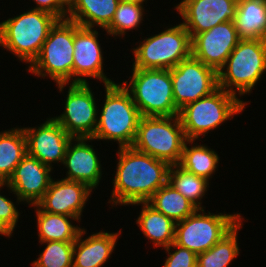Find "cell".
<instances>
[{"instance_id":"6da1fadb","label":"cell","mask_w":266,"mask_h":267,"mask_svg":"<svg viewBox=\"0 0 266 267\" xmlns=\"http://www.w3.org/2000/svg\"><path fill=\"white\" fill-rule=\"evenodd\" d=\"M118 160L112 181L110 203L113 207L131 206L147 202L168 182L170 164L134 149L132 146L117 149Z\"/></svg>"},{"instance_id":"7a4b0ae2","label":"cell","mask_w":266,"mask_h":267,"mask_svg":"<svg viewBox=\"0 0 266 267\" xmlns=\"http://www.w3.org/2000/svg\"><path fill=\"white\" fill-rule=\"evenodd\" d=\"M105 98L98 108L96 141H114L119 147L132 146L141 114L122 83L104 85Z\"/></svg>"},{"instance_id":"3957f363","label":"cell","mask_w":266,"mask_h":267,"mask_svg":"<svg viewBox=\"0 0 266 267\" xmlns=\"http://www.w3.org/2000/svg\"><path fill=\"white\" fill-rule=\"evenodd\" d=\"M59 19L51 13L29 9L0 22V47L20 62L28 64L38 57L50 29Z\"/></svg>"},{"instance_id":"277c9868","label":"cell","mask_w":266,"mask_h":267,"mask_svg":"<svg viewBox=\"0 0 266 267\" xmlns=\"http://www.w3.org/2000/svg\"><path fill=\"white\" fill-rule=\"evenodd\" d=\"M265 73L266 40L241 39L217 72L218 87L238 97L250 95Z\"/></svg>"},{"instance_id":"5b68a950","label":"cell","mask_w":266,"mask_h":267,"mask_svg":"<svg viewBox=\"0 0 266 267\" xmlns=\"http://www.w3.org/2000/svg\"><path fill=\"white\" fill-rule=\"evenodd\" d=\"M249 101L217 88L210 95L187 104L179 111L186 139L198 141L209 131L218 129L223 123L244 112Z\"/></svg>"},{"instance_id":"8992f818","label":"cell","mask_w":266,"mask_h":267,"mask_svg":"<svg viewBox=\"0 0 266 267\" xmlns=\"http://www.w3.org/2000/svg\"><path fill=\"white\" fill-rule=\"evenodd\" d=\"M74 22L58 20L49 34L38 57L26 69L32 75L50 78L60 92L72 83Z\"/></svg>"},{"instance_id":"52a82bcc","label":"cell","mask_w":266,"mask_h":267,"mask_svg":"<svg viewBox=\"0 0 266 267\" xmlns=\"http://www.w3.org/2000/svg\"><path fill=\"white\" fill-rule=\"evenodd\" d=\"M129 81L122 85L131 94L141 116H177L169 69L132 68Z\"/></svg>"},{"instance_id":"ba28073f","label":"cell","mask_w":266,"mask_h":267,"mask_svg":"<svg viewBox=\"0 0 266 267\" xmlns=\"http://www.w3.org/2000/svg\"><path fill=\"white\" fill-rule=\"evenodd\" d=\"M142 40L131 49L132 68L170 70L191 56V37L181 22Z\"/></svg>"},{"instance_id":"9c48e42d","label":"cell","mask_w":266,"mask_h":267,"mask_svg":"<svg viewBox=\"0 0 266 267\" xmlns=\"http://www.w3.org/2000/svg\"><path fill=\"white\" fill-rule=\"evenodd\" d=\"M186 140L179 115L142 116L132 147L176 165L181 161Z\"/></svg>"},{"instance_id":"30bf717a","label":"cell","mask_w":266,"mask_h":267,"mask_svg":"<svg viewBox=\"0 0 266 267\" xmlns=\"http://www.w3.org/2000/svg\"><path fill=\"white\" fill-rule=\"evenodd\" d=\"M241 213H211L197 209L176 223L174 243L196 254L209 250L228 234L241 220Z\"/></svg>"},{"instance_id":"8fae6325","label":"cell","mask_w":266,"mask_h":267,"mask_svg":"<svg viewBox=\"0 0 266 267\" xmlns=\"http://www.w3.org/2000/svg\"><path fill=\"white\" fill-rule=\"evenodd\" d=\"M66 92L64 111L53 118L72 138H93L100 107L94 91L89 83H69Z\"/></svg>"},{"instance_id":"7c38bea8","label":"cell","mask_w":266,"mask_h":267,"mask_svg":"<svg viewBox=\"0 0 266 267\" xmlns=\"http://www.w3.org/2000/svg\"><path fill=\"white\" fill-rule=\"evenodd\" d=\"M170 73L173 98L179 111L218 88L217 71L192 55L170 69Z\"/></svg>"},{"instance_id":"4fadbf2b","label":"cell","mask_w":266,"mask_h":267,"mask_svg":"<svg viewBox=\"0 0 266 267\" xmlns=\"http://www.w3.org/2000/svg\"><path fill=\"white\" fill-rule=\"evenodd\" d=\"M98 33L97 28L82 27L74 22L72 83H88L90 78L97 79L104 85L115 82L104 72V52Z\"/></svg>"},{"instance_id":"5bb4252c","label":"cell","mask_w":266,"mask_h":267,"mask_svg":"<svg viewBox=\"0 0 266 267\" xmlns=\"http://www.w3.org/2000/svg\"><path fill=\"white\" fill-rule=\"evenodd\" d=\"M191 39L201 32L228 21H234L237 0H181L173 8Z\"/></svg>"},{"instance_id":"9a60e30c","label":"cell","mask_w":266,"mask_h":267,"mask_svg":"<svg viewBox=\"0 0 266 267\" xmlns=\"http://www.w3.org/2000/svg\"><path fill=\"white\" fill-rule=\"evenodd\" d=\"M26 135L27 154L54 169V164L63 163L66 148L72 137L53 118L36 127H22ZM54 163V164H52Z\"/></svg>"},{"instance_id":"2e32d148","label":"cell","mask_w":266,"mask_h":267,"mask_svg":"<svg viewBox=\"0 0 266 267\" xmlns=\"http://www.w3.org/2000/svg\"><path fill=\"white\" fill-rule=\"evenodd\" d=\"M53 169L28 154L15 167L13 175L6 182L8 192L16 197V205H36L46 193L53 177ZM10 190V191H9ZM18 203V204H17Z\"/></svg>"},{"instance_id":"e0dca14e","label":"cell","mask_w":266,"mask_h":267,"mask_svg":"<svg viewBox=\"0 0 266 267\" xmlns=\"http://www.w3.org/2000/svg\"><path fill=\"white\" fill-rule=\"evenodd\" d=\"M240 40L234 21L221 23L191 39V55L218 72Z\"/></svg>"},{"instance_id":"ac0fdd59","label":"cell","mask_w":266,"mask_h":267,"mask_svg":"<svg viewBox=\"0 0 266 267\" xmlns=\"http://www.w3.org/2000/svg\"><path fill=\"white\" fill-rule=\"evenodd\" d=\"M55 179H52L46 193L36 205L42 211L75 217L81 222L93 189L79 181Z\"/></svg>"},{"instance_id":"d6986e66","label":"cell","mask_w":266,"mask_h":267,"mask_svg":"<svg viewBox=\"0 0 266 267\" xmlns=\"http://www.w3.org/2000/svg\"><path fill=\"white\" fill-rule=\"evenodd\" d=\"M92 141V138H72L62 164L67 168L63 179L85 183L95 191L104 173L98 150L93 148Z\"/></svg>"},{"instance_id":"ffe728a7","label":"cell","mask_w":266,"mask_h":267,"mask_svg":"<svg viewBox=\"0 0 266 267\" xmlns=\"http://www.w3.org/2000/svg\"><path fill=\"white\" fill-rule=\"evenodd\" d=\"M99 232L87 235L83 227L74 242L73 267H103L111 257L121 232Z\"/></svg>"},{"instance_id":"44dd1931","label":"cell","mask_w":266,"mask_h":267,"mask_svg":"<svg viewBox=\"0 0 266 267\" xmlns=\"http://www.w3.org/2000/svg\"><path fill=\"white\" fill-rule=\"evenodd\" d=\"M142 206L136 219V224L142 234L153 243L155 248H166L174 242L176 223L155 210L147 202L131 204Z\"/></svg>"},{"instance_id":"7402d4cb","label":"cell","mask_w":266,"mask_h":267,"mask_svg":"<svg viewBox=\"0 0 266 267\" xmlns=\"http://www.w3.org/2000/svg\"><path fill=\"white\" fill-rule=\"evenodd\" d=\"M33 207L36 213V224L39 242L62 241L75 242L82 227L74 224L80 221L71 216L53 214L42 211L37 205ZM73 221V222H72Z\"/></svg>"},{"instance_id":"603a6c76","label":"cell","mask_w":266,"mask_h":267,"mask_svg":"<svg viewBox=\"0 0 266 267\" xmlns=\"http://www.w3.org/2000/svg\"><path fill=\"white\" fill-rule=\"evenodd\" d=\"M234 24L240 39L266 40V0H237Z\"/></svg>"},{"instance_id":"cb8c5ba5","label":"cell","mask_w":266,"mask_h":267,"mask_svg":"<svg viewBox=\"0 0 266 267\" xmlns=\"http://www.w3.org/2000/svg\"><path fill=\"white\" fill-rule=\"evenodd\" d=\"M120 0H78L67 18L82 27L104 29L111 23Z\"/></svg>"},{"instance_id":"d4e9b609","label":"cell","mask_w":266,"mask_h":267,"mask_svg":"<svg viewBox=\"0 0 266 267\" xmlns=\"http://www.w3.org/2000/svg\"><path fill=\"white\" fill-rule=\"evenodd\" d=\"M26 155V135L21 126L0 132V182L9 180Z\"/></svg>"},{"instance_id":"484cf974","label":"cell","mask_w":266,"mask_h":267,"mask_svg":"<svg viewBox=\"0 0 266 267\" xmlns=\"http://www.w3.org/2000/svg\"><path fill=\"white\" fill-rule=\"evenodd\" d=\"M196 141L195 139L185 141L179 165L183 169L211 181L213 174L218 171L220 157L214 151L215 149H211L205 144H196Z\"/></svg>"},{"instance_id":"4316f807","label":"cell","mask_w":266,"mask_h":267,"mask_svg":"<svg viewBox=\"0 0 266 267\" xmlns=\"http://www.w3.org/2000/svg\"><path fill=\"white\" fill-rule=\"evenodd\" d=\"M147 203L175 223L184 220L198 209L168 182L159 188Z\"/></svg>"},{"instance_id":"83f0119b","label":"cell","mask_w":266,"mask_h":267,"mask_svg":"<svg viewBox=\"0 0 266 267\" xmlns=\"http://www.w3.org/2000/svg\"><path fill=\"white\" fill-rule=\"evenodd\" d=\"M244 218L209 250L197 254V267H228L240 254L238 231Z\"/></svg>"},{"instance_id":"f1b7e54d","label":"cell","mask_w":266,"mask_h":267,"mask_svg":"<svg viewBox=\"0 0 266 267\" xmlns=\"http://www.w3.org/2000/svg\"><path fill=\"white\" fill-rule=\"evenodd\" d=\"M168 183L171 184L179 193L192 202L198 209H206L202 205L203 197L209 190L207 179L197 176L179 164L171 165L168 172Z\"/></svg>"},{"instance_id":"f546056e","label":"cell","mask_w":266,"mask_h":267,"mask_svg":"<svg viewBox=\"0 0 266 267\" xmlns=\"http://www.w3.org/2000/svg\"><path fill=\"white\" fill-rule=\"evenodd\" d=\"M145 10L143 4L120 1L111 23L104 30L111 37L125 38V34H128L127 32L132 30L139 31L138 28L144 21L143 17L147 14L144 13L146 12Z\"/></svg>"},{"instance_id":"4dcf8cb0","label":"cell","mask_w":266,"mask_h":267,"mask_svg":"<svg viewBox=\"0 0 266 267\" xmlns=\"http://www.w3.org/2000/svg\"><path fill=\"white\" fill-rule=\"evenodd\" d=\"M45 247L32 267H73L74 242L45 241L39 242Z\"/></svg>"},{"instance_id":"1f68e13d","label":"cell","mask_w":266,"mask_h":267,"mask_svg":"<svg viewBox=\"0 0 266 267\" xmlns=\"http://www.w3.org/2000/svg\"><path fill=\"white\" fill-rule=\"evenodd\" d=\"M3 187H7L6 182H0V192ZM14 200L6 197L2 192L0 193V236H5L6 238L13 237L12 233L17 227L20 212L17 209Z\"/></svg>"},{"instance_id":"d6a6232c","label":"cell","mask_w":266,"mask_h":267,"mask_svg":"<svg viewBox=\"0 0 266 267\" xmlns=\"http://www.w3.org/2000/svg\"><path fill=\"white\" fill-rule=\"evenodd\" d=\"M163 250H166L167 256L162 267H197V254L195 252L174 242Z\"/></svg>"},{"instance_id":"836d02e7","label":"cell","mask_w":266,"mask_h":267,"mask_svg":"<svg viewBox=\"0 0 266 267\" xmlns=\"http://www.w3.org/2000/svg\"><path fill=\"white\" fill-rule=\"evenodd\" d=\"M36 6L34 10H42L51 13L59 20H65L68 15V11L60 4L59 0H33Z\"/></svg>"},{"instance_id":"e575fe53","label":"cell","mask_w":266,"mask_h":267,"mask_svg":"<svg viewBox=\"0 0 266 267\" xmlns=\"http://www.w3.org/2000/svg\"><path fill=\"white\" fill-rule=\"evenodd\" d=\"M60 4L69 12L78 2V0H59Z\"/></svg>"},{"instance_id":"d590c367","label":"cell","mask_w":266,"mask_h":267,"mask_svg":"<svg viewBox=\"0 0 266 267\" xmlns=\"http://www.w3.org/2000/svg\"><path fill=\"white\" fill-rule=\"evenodd\" d=\"M120 1H127V2H132V3H137V4H147L148 0H120Z\"/></svg>"}]
</instances>
